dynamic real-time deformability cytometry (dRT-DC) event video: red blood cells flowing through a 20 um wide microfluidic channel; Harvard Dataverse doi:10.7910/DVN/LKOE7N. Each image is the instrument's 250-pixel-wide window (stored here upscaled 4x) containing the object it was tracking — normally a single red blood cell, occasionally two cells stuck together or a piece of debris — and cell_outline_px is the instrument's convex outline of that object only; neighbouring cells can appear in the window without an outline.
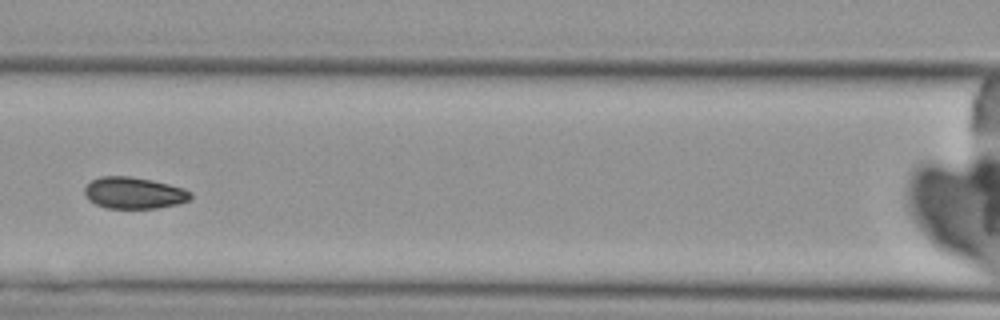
{"species": "Egyptian fruit bat (a non-hibernating species)", "species_latin": "Rousettus aegyptiacus", "temperature_condition": "cold", "stored_images_in_passage": 6, "camera_frame_rate_fps": 3000, "um_per_image_px": 0.085, "animal": {"sex": "female"}, "frame": {"image": 1, "passage_image": 3, "time_ms": 2.333, "image_size_px": [1000, 320], "cell_outline_px": [[192, 196], [188, 200], [176, 204], [156, 208], [104, 208], [88, 200], [84, 192], [84, 188], [92, 180], [100, 176], [128, 176], [152, 180], [184, 188], [192, 192]], "centroid_in_image_um": [11.37, 16.4], "position_along_channel_um": 155.2, "area_um2": 19.48}}
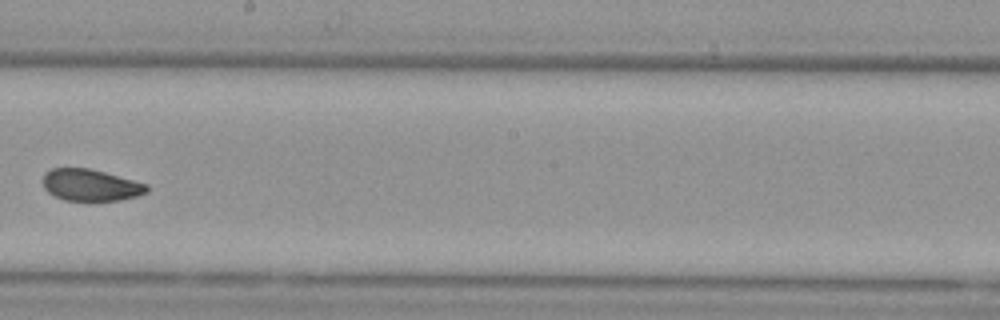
{"frame": {"image": 2, "passage_image": 5, "time_ms": 4.667, "image_size_px": [1000, 320], "cell_outline_px": [[148, 192], [136, 196], [120, 200], [64, 200], [48, 192], [44, 188], [44, 172], [52, 168], [88, 168], [104, 172], [148, 184]], "centroid_in_image_um": [7.7, 15.72], "position_along_channel_um": 240.5, "area_um2": 19.02}}
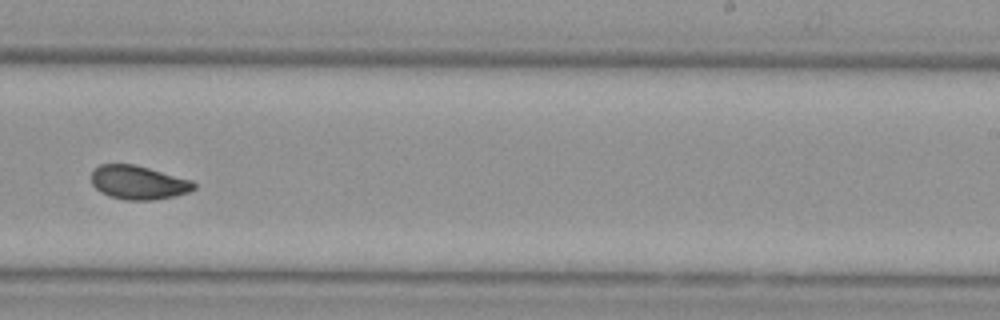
{"frame": {"image": 3, "passage_image": 6, "time_ms": 5.667, "image_size_px": [1000, 320], "cell_outline_px": [[196, 188], [188, 192], [176, 196], [156, 200], [124, 200], [108, 196], [100, 192], [92, 184], [92, 168], [100, 164], [136, 164], [192, 180], [196, 184]], "centroid_in_image_um": [11.76, 15.51], "position_along_channel_um": 277.2, "area_um2": 20.52}}